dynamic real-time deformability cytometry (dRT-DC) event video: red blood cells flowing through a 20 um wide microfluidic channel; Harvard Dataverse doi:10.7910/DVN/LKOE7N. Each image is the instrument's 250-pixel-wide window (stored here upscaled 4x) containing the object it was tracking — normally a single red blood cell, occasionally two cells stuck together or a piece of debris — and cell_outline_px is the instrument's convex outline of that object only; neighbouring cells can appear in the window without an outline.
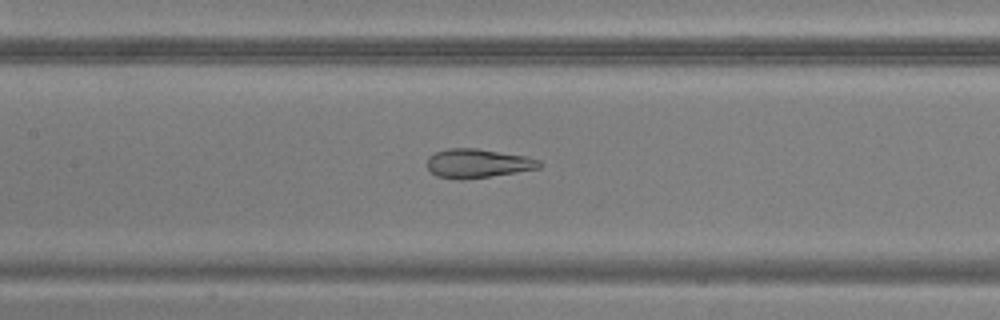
{"species": "common noctule bat (a hibernating species)", "species_latin": "Nyctalus noctula", "temperature_condition": "warm", "stored_images_in_passage": 36, "camera_frame_rate_fps": 3000, "um_per_image_px": 0.085, "animal": {"sex": "male", "body_mass_g": 20.5, "forearm_length_mm": 52.5}, "frame": {"image": 1, "passage_image": 10, "time_ms": 3.0, "image_size_px": [1000, 320], "cell_outline_px": [[544, 164], [540, 168], [516, 172], [460, 180], [436, 176], [428, 168], [428, 156], [436, 152], [448, 148], [476, 148], [528, 156], [540, 160]], "centroid_in_image_um": [40.64, 13.88], "position_along_channel_um": 166.8, "area_um2": 18.96}}
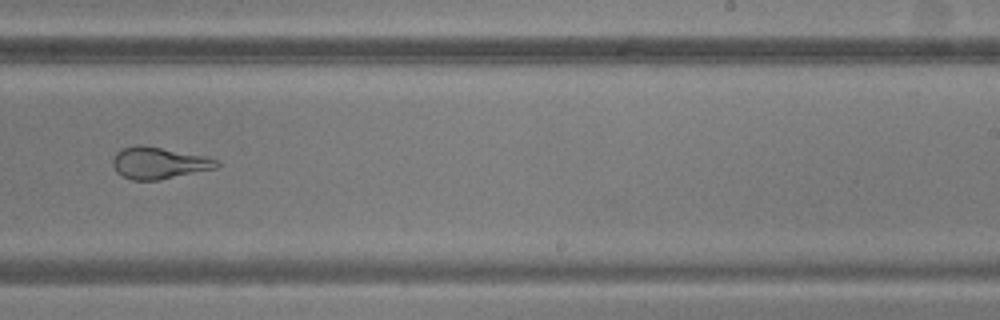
{"frame": {"image": 2, "passage_image": 18, "time_ms": 5.667, "image_size_px": [1000, 320], "cell_outline_px": [[220, 164], [216, 168], [160, 180], [132, 180], [116, 172], [112, 164], [112, 160], [116, 152], [120, 148], [136, 144], [140, 144], [208, 156], [220, 160]], "centroid_in_image_um": [13.51, 13.84], "position_along_channel_um": 275.5, "area_um2": 19.54}}
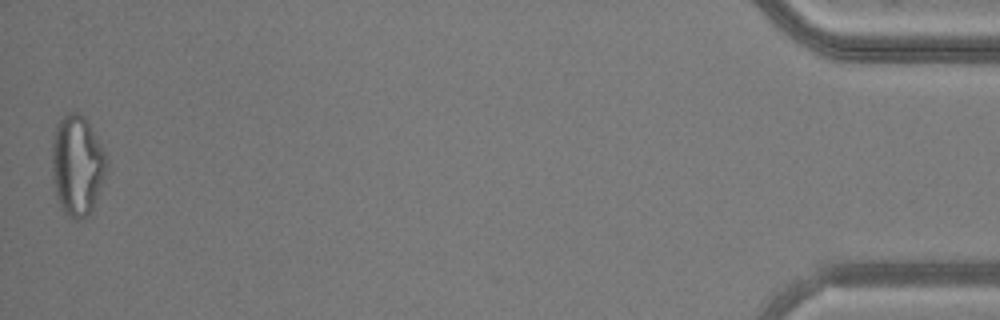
{"frame": {"image": 3, "passage_image": 36, "time_ms": 11.667, "image_size_px": [1000, 320], "cell_outline_px": [[108, 168], [92, 212], [88, 216], [76, 220], [68, 216], [60, 208], [56, 196], [52, 180], [52, 140], [56, 124], [68, 112], [80, 112], [84, 116], [96, 136], [108, 160]], "centroid_in_image_um": [6.56, 14.08], "position_along_channel_um": 428.6, "area_um2": 32.37}}